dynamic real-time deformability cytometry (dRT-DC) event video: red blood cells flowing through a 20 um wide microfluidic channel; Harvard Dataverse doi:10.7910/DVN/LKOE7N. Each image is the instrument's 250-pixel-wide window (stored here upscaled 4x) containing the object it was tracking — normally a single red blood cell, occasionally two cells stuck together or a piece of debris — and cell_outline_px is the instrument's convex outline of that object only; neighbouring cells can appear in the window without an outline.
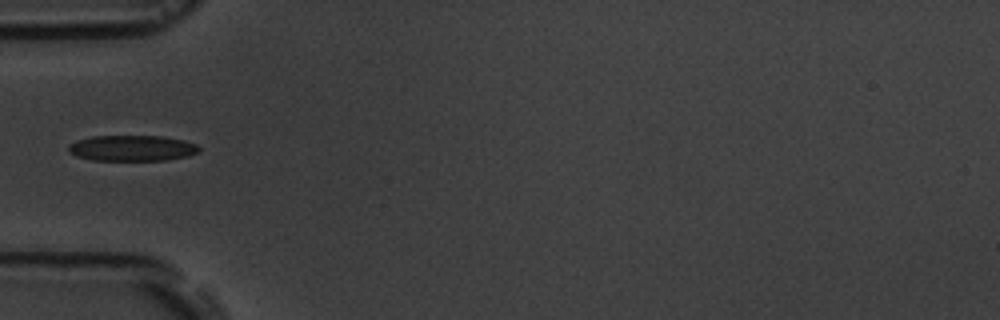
{"species": "common noctule bat (a hibernating species)", "species_latin": "Nyctalus noctula", "temperature_condition": "room temperature", "stored_images_in_passage": 1, "camera_frame_rate_fps": 3000, "um_per_image_px": 0.085, "animal": {"sex": "male", "body_mass_g": 19.5, "forearm_length_mm": 54.6}, "frame": {"image": 1, "passage_image": 1, "time_ms": 0.0, "image_size_px": [1000, 320], "cell_outline_px": [[200, 152], [188, 156], [168, 160], [92, 160], [76, 156], [68, 152], [68, 144], [76, 140], [92, 136], [160, 136], [184, 140], [196, 144], [200, 148]], "centroid_in_image_um": [11.22, 12.59], "position_along_channel_um": 73.8, "area_um2": 19.77}}